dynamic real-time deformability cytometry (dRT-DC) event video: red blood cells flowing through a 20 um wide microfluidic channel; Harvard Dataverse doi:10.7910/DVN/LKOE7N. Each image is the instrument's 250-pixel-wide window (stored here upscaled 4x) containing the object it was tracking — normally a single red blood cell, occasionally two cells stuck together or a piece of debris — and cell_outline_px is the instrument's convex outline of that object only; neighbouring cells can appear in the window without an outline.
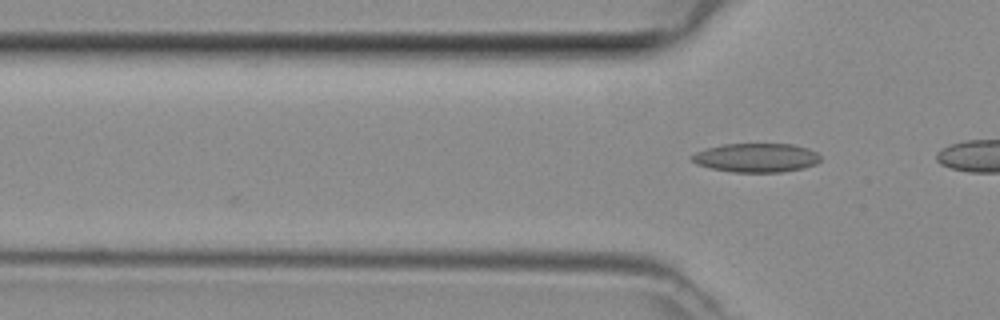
{"species": "common noctule bat (a hibernating species)", "species_latin": "Nyctalus noctula", "temperature_condition": "room temperature", "stored_images_in_passage": 3, "camera_frame_rate_fps": 3000, "um_per_image_px": 0.085, "animal": {"sex": "female", "body_mass_g": 29.2, "forearm_length_mm": 56.3}, "frame": {"image": 1, "passage_image": 3, "time_ms": 0.667, "image_size_px": [1000, 320], "cell_outline_px": [[820, 160], [816, 164], [804, 168], [780, 172], [732, 172], [712, 168], [696, 164], [688, 156], [704, 148], [724, 144], [792, 144], [808, 148], [816, 152], [820, 156]], "centroid_in_image_um": [64.26, 13.4], "position_along_channel_um": 61.5, "area_um2": 21.79}}